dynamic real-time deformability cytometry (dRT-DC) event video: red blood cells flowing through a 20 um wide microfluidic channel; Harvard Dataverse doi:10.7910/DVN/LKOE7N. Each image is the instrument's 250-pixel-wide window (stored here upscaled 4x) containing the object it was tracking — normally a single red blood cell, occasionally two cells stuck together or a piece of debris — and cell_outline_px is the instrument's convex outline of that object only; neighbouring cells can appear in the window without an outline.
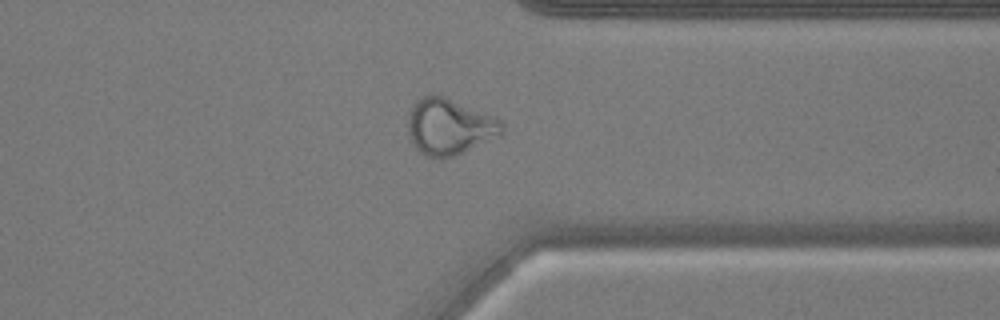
{"species": "common noctule bat (a hibernating species)", "species_latin": "Nyctalus noctula", "temperature_condition": "warm", "stored_images_in_passage": 39, "camera_frame_rate_fps": 3000, "um_per_image_px": 0.085, "animal": {"sex": "male", "body_mass_g": 17.9, "forearm_length_mm": 54.2}, "frame": {"image": 1, "passage_image": 28, "time_ms": 9.0, "image_size_px": [1000, 320], "cell_outline_px": [[504, 128], [500, 136], [452, 156], [428, 156], [420, 152], [416, 148], [408, 132], [408, 120], [412, 104], [416, 100], [428, 92], [432, 92], [444, 96], [500, 120], [504, 124]], "centroid_in_image_um": [38.17, 10.72], "position_along_channel_um": 373.2, "area_um2": 30.29}, "authors_computed_cell_mechanics": {"area_um2": 28.322, "velocity_mm_per_s": 3.8035, "shape_relaxation_time_tau1_ms": null, "shape_relaxation_time_tau2_ms": 1.2152, "deformation_change_tau1": null, "deformation_change_tau2": 0.0976}}